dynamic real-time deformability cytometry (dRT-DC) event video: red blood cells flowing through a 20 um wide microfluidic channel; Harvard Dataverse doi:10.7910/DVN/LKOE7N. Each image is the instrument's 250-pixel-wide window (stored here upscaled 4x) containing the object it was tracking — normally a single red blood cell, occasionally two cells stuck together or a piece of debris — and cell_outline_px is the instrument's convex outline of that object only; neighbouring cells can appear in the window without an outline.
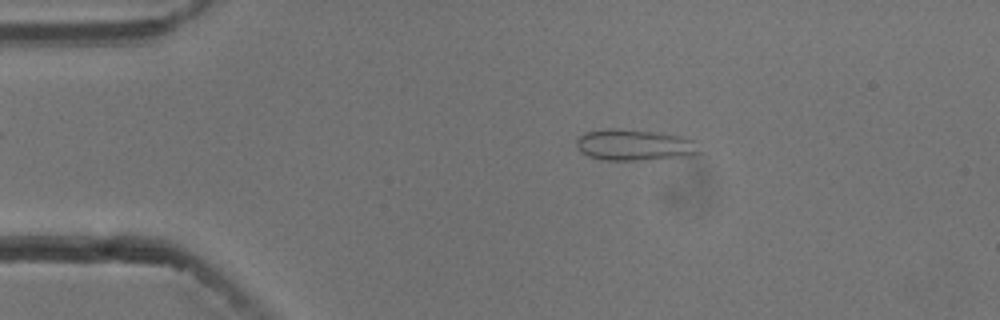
{"species": "common noctule bat (a hibernating species)", "species_latin": "Nyctalus noctula", "temperature_condition": "cold", "stored_images_in_passage": 53, "camera_frame_rate_fps": 3000, "um_per_image_px": 0.085, "animal": {"sex": "male", "body_mass_g": 13.3}, "frame": {"image": 1, "passage_image": 9, "time_ms": 2.667, "image_size_px": [1000, 320], "cell_outline_px": [[700, 152], [696, 156], [636, 160], [600, 160], [588, 156], [580, 152], [576, 148], [576, 140], [584, 132], [608, 128], [616, 128], [652, 132], [680, 136], [696, 140]], "centroid_in_image_um": [53.92, 12.33], "position_along_channel_um": 31.1, "area_um2": 22.6}}
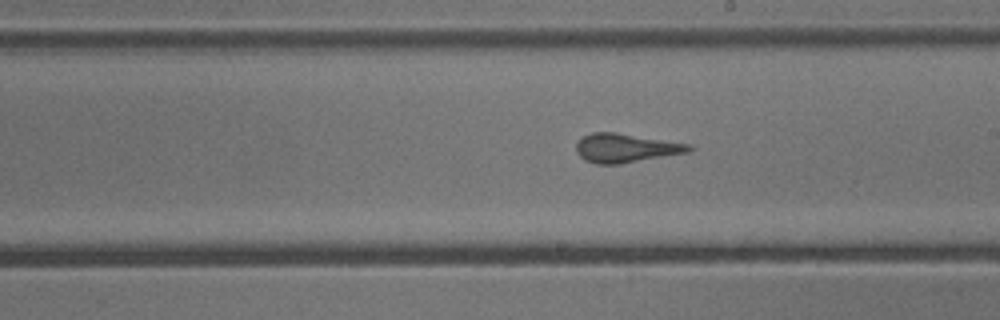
{"frame": {"image": 2, "passage_image": 29, "time_ms": 9.333, "image_size_px": [1000, 320], "cell_outline_px": [[696, 148], [688, 152], [620, 164], [596, 164], [584, 160], [576, 152], [576, 144], [584, 136], [592, 132], [616, 132], [688, 144]], "centroid_in_image_um": [53.17, 12.59], "position_along_channel_um": 235.8, "area_um2": 18.84}}
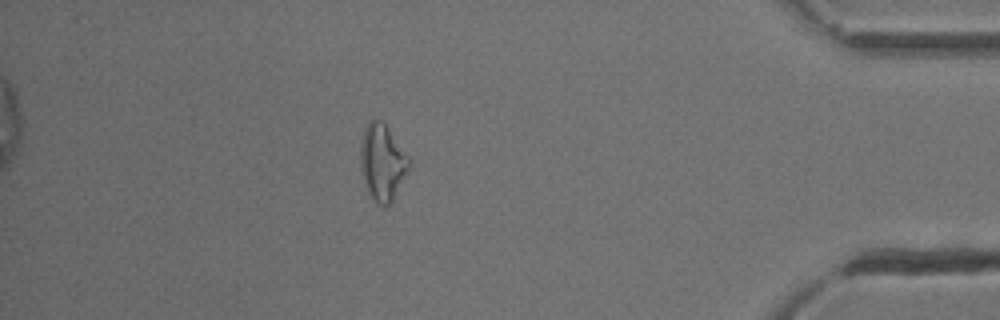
{"frame": {"image": 3, "passage_image": 46, "time_ms": 15.0, "image_size_px": [1000, 320], "cell_outline_px": [[412, 164], [392, 200], [384, 208], [372, 200], [368, 192], [360, 172], [360, 148], [364, 128], [372, 120], [380, 120], [384, 124], [408, 156]], "centroid_in_image_um": [32.48, 13.85], "position_along_channel_um": 402.7, "area_um2": 21.44}}